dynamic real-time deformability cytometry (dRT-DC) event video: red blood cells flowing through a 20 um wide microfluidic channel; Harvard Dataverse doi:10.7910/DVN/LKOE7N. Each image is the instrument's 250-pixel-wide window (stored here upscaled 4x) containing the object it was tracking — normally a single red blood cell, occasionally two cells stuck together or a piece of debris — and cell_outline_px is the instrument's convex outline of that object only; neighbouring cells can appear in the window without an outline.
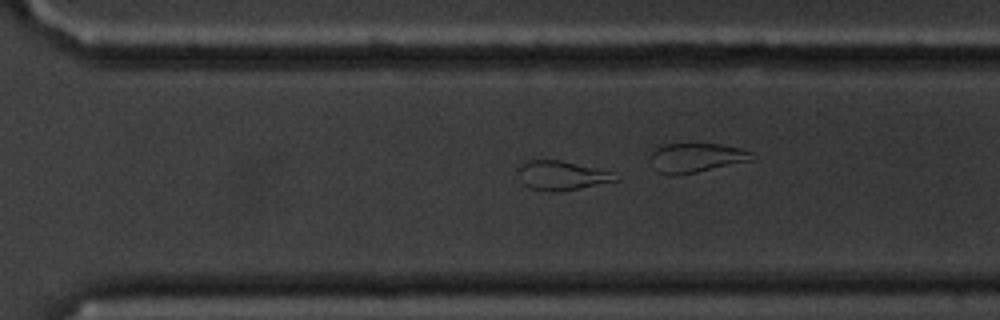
{"species": "common noctule bat (a hibernating species)", "species_latin": "Nyctalus noctula", "temperature_condition": "cold", "stored_images_in_passage": 48, "camera_frame_rate_fps": 3000, "um_per_image_px": 0.085, "animal": {"sex": "male", "body_mass_g": 20.1, "forearm_length_mm": 53.5}, "frame": {"image": 1, "passage_image": 41, "time_ms": 13.333, "image_size_px": [1000, 320], "cell_outline_px": [[620, 180], [560, 192], [532, 188], [524, 184], [520, 180], [520, 160], [560, 160], [612, 172], [620, 176]], "centroid_in_image_um": [47.77, 14.91], "position_along_channel_um": 322.8, "area_um2": 16.42}}